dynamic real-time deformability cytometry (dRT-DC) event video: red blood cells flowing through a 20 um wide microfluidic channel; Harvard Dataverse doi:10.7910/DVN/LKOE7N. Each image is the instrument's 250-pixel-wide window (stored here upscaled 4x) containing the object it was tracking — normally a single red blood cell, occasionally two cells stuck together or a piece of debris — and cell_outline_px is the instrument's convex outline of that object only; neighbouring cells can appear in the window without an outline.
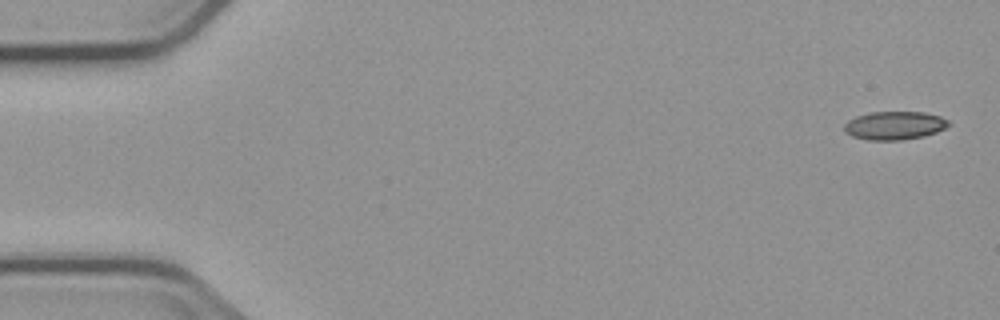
{"species": "common noctule bat (a hibernating species)", "species_latin": "Nyctalus noctula", "temperature_condition": "cold", "stored_images_in_passage": 4, "camera_frame_rate_fps": 3000, "um_per_image_px": 0.085, "animal": {"sex": "male", "body_mass_g": 23.1, "forearm_length_mm": 52.7}, "frame": {"image": 1, "passage_image": 1, "time_ms": 0.0, "image_size_px": [1000, 320], "cell_outline_px": [[948, 124], [944, 128], [936, 132], [924, 136], [900, 140], [868, 140], [852, 136], [844, 132], [844, 124], [848, 120], [856, 116], [872, 112], [924, 112], [940, 116], [948, 120]], "centroid_in_image_um": [76.0, 10.67], "position_along_channel_um": 9.0, "area_um2": 17.17}}